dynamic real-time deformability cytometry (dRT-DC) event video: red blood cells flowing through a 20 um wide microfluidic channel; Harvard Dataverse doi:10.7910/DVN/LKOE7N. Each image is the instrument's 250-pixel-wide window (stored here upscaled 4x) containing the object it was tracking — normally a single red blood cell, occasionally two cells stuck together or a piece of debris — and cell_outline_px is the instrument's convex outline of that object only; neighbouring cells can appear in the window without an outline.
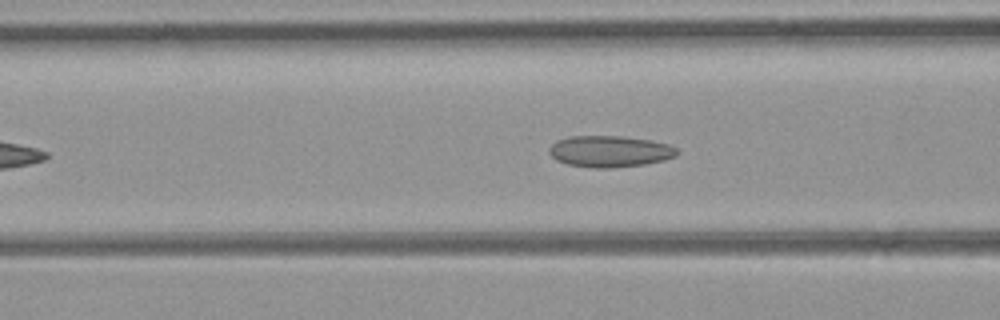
{"species": "common noctule bat (a hibernating species)", "species_latin": "Nyctalus noctula", "temperature_condition": "room temperature", "stored_images_in_passage": 30, "camera_frame_rate_fps": 3000, "um_per_image_px": 0.085, "animal": {"sex": "female", "body_mass_g": 21.9}, "frame": {"image": 1, "passage_image": 6, "time_ms": 1.667, "image_size_px": [1000, 320], "cell_outline_px": [[680, 152], [676, 156], [664, 160], [644, 164], [612, 168], [592, 168], [568, 164], [556, 160], [548, 152], [548, 148], [556, 140], [568, 136], [620, 136], [648, 140], [668, 144], [676, 148]], "centroid_in_image_um": [51.81, 12.87], "position_along_channel_um": 114.8, "area_um2": 23.47}}
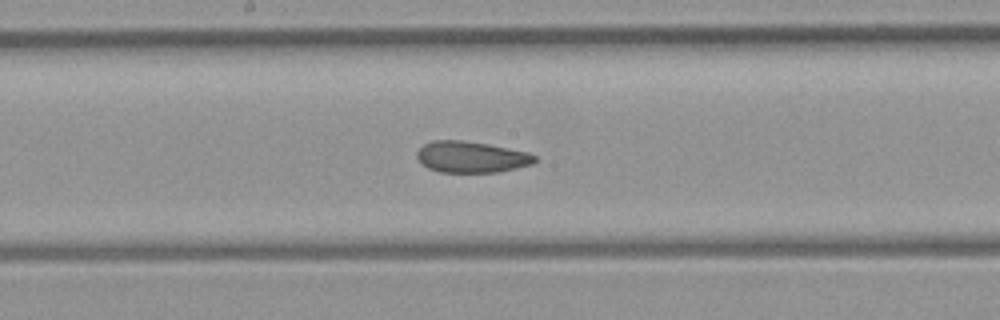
{"frame": {"image": 2, "passage_image": 13, "time_ms": 4.0, "image_size_px": [1000, 320], "cell_outline_px": [[536, 160], [532, 164], [496, 172], [440, 172], [428, 168], [416, 156], [416, 152], [424, 144], [432, 140], [460, 140], [488, 144], [528, 152], [536, 156]], "centroid_in_image_um": [40.05, 13.33], "position_along_channel_um": 208.2, "area_um2": 21.27}}
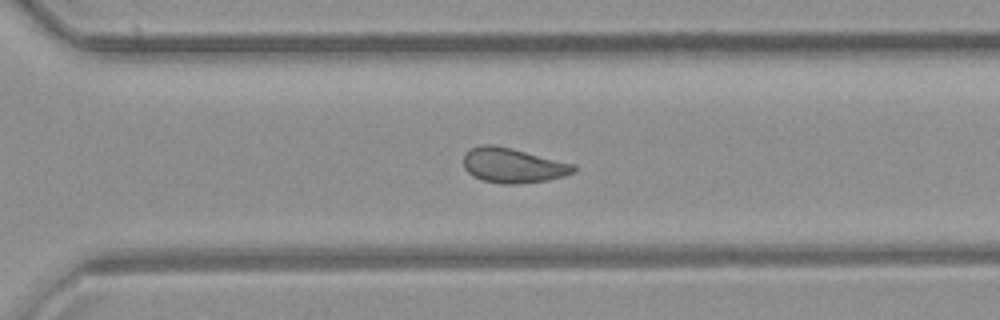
{"frame": {"image": 3, "passage_image": 22, "time_ms": 7.0, "image_size_px": [1000, 320], "cell_outline_px": [[576, 172], [564, 176], [548, 180], [516, 184], [500, 184], [484, 180], [472, 176], [464, 168], [464, 156], [472, 148], [480, 144], [492, 144], [512, 148], [576, 164]], "centroid_in_image_um": [43.63, 14.06], "position_along_channel_um": 327.0, "area_um2": 22.48}, "authors_computed_cell_mechanics": {"area_um2": 21.8484, "velocity_mm_per_s": 3.9828, "shape_relaxation_time_tau1_ms": null, "shape_relaxation_time_tau2_ms": 1.9588, "deformation_change_tau1": null, "deformation_change_tau2": 0.0895}}